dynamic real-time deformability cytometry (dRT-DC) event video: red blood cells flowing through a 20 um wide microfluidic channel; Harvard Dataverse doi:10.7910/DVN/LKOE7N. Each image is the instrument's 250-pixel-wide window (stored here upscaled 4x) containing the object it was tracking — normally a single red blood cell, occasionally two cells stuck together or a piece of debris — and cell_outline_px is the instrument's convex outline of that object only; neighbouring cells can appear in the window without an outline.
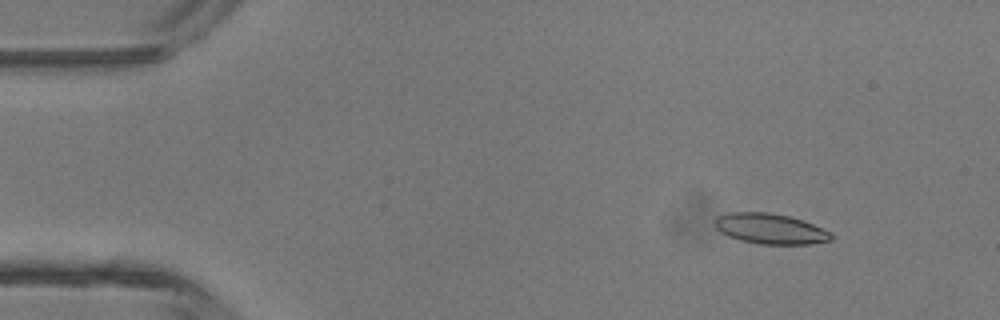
{"species": "common noctule bat (a hibernating species)", "species_latin": "Nyctalus noctula", "temperature_condition": "room temperature", "stored_images_in_passage": 5, "camera_frame_rate_fps": 3000, "um_per_image_px": 0.085, "animal": {"sex": "male", "body_mass_g": 13.3}, "frame": {"image": 1, "passage_image": 2, "time_ms": 0.333, "image_size_px": [1000, 320], "cell_outline_px": [[836, 236], [832, 240], [808, 244], [760, 244], [740, 240], [728, 236], [720, 232], [716, 228], [716, 216], [732, 212], [768, 212], [792, 216], [804, 220], [832, 232]], "centroid_in_image_um": [65.53, 19.44], "position_along_channel_um": 19.5, "area_um2": 20.87}}
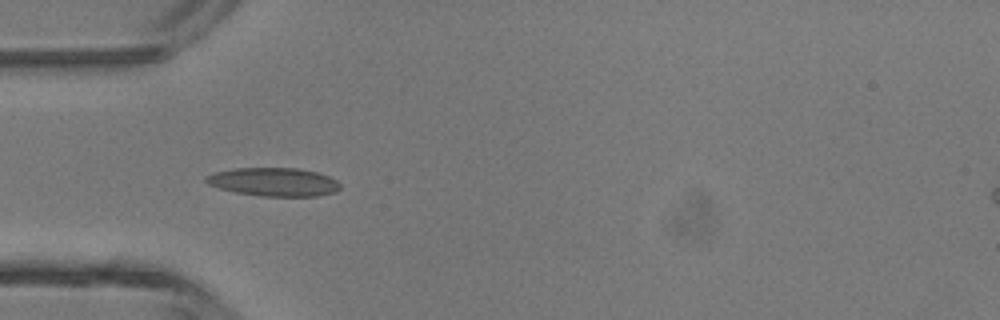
{"frame": {"image": 2, "passage_image": 4, "time_ms": 1.0, "image_size_px": [1000, 320], "cell_outline_px": [[340, 188], [336, 192], [316, 196], [260, 196], [236, 192], [220, 188], [208, 184], [204, 180], [204, 176], [216, 172], [236, 168], [300, 168], [316, 172], [328, 176], [336, 180], [340, 184]], "centroid_in_image_um": [23.27, 15.46], "position_along_channel_um": 61.7, "area_um2": 22.2}}
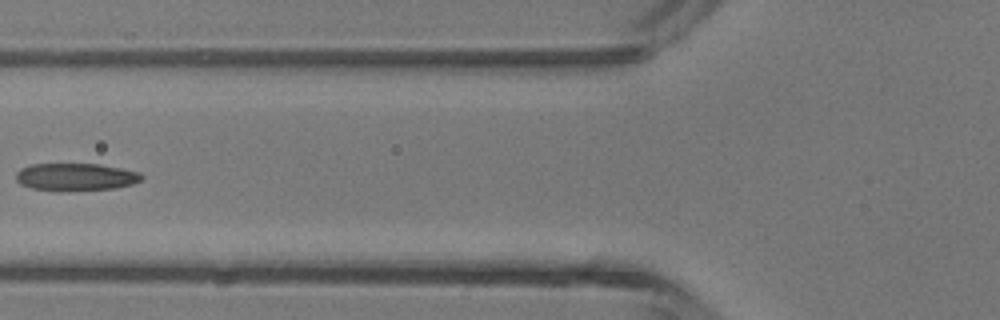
{"frame": {"image": 3, "passage_image": 5, "time_ms": 1.333, "image_size_px": [1000, 320], "cell_outline_px": [[144, 176], [140, 180], [132, 184], [116, 188], [68, 192], [56, 192], [32, 188], [20, 184], [16, 180], [16, 172], [20, 168], [32, 164], [100, 164], [140, 172]], "centroid_in_image_um": [6.41, 15.06], "position_along_channel_um": 119.4, "area_um2": 20.58}}